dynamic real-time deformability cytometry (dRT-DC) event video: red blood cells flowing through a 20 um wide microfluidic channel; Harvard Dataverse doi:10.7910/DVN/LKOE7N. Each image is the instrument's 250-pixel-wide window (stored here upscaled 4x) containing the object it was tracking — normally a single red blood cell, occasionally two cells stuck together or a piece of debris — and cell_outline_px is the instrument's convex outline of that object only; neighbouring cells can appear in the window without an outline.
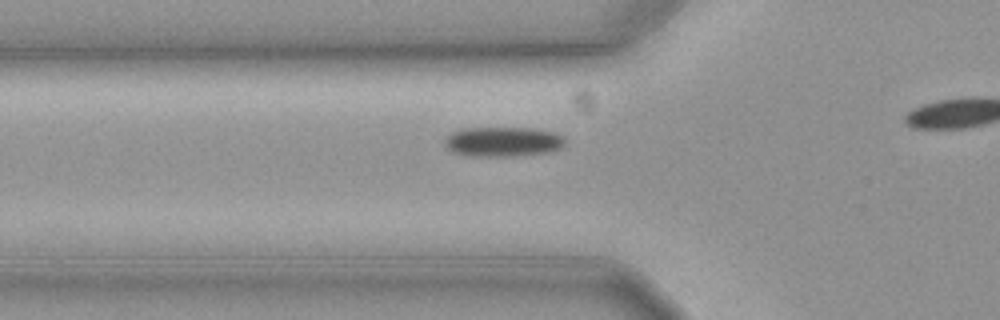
{"species": "common noctule bat (a hibernating species)", "species_latin": "Nyctalus noctula", "temperature_condition": "cold", "stored_images_in_passage": 40, "camera_frame_rate_fps": 3000, "um_per_image_px": 0.085, "animal": {"sex": "female", "body_mass_g": 19.3, "forearm_length_mm": 54.1}, "frame": {"image": 1, "passage_image": 13, "time_ms": 4.0, "image_size_px": [1000, 320], "cell_outline_px": [[564, 144], [560, 148], [548, 152], [516, 156], [472, 156], [452, 152], [444, 144], [444, 140], [452, 132], [464, 128], [532, 128], [552, 132], [564, 136]], "centroid_in_image_um": [42.74, 12.04], "position_along_channel_um": 83.1, "area_um2": 20.81}}
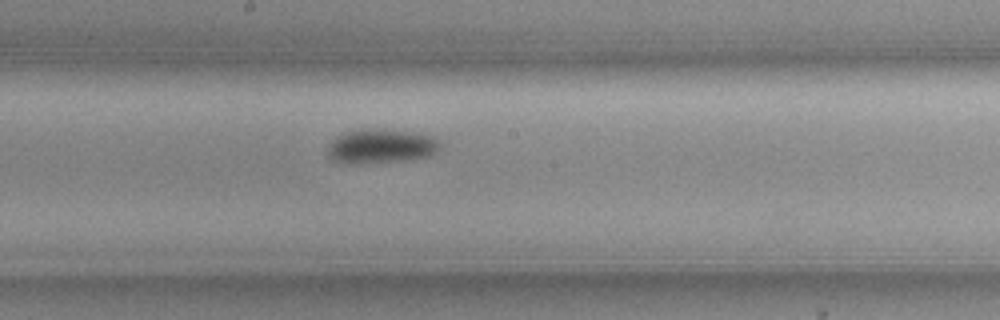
{"frame": {"image": 2, "passage_image": 24, "time_ms": 7.667, "image_size_px": [1000, 320], "cell_outline_px": [[440, 148], [436, 152], [428, 156], [404, 160], [336, 160], [328, 156], [328, 144], [336, 136], [344, 132], [360, 128], [384, 128], [432, 136], [440, 140]], "centroid_in_image_um": [32.43, 12.34], "position_along_channel_um": 215.8, "area_um2": 21.56}}
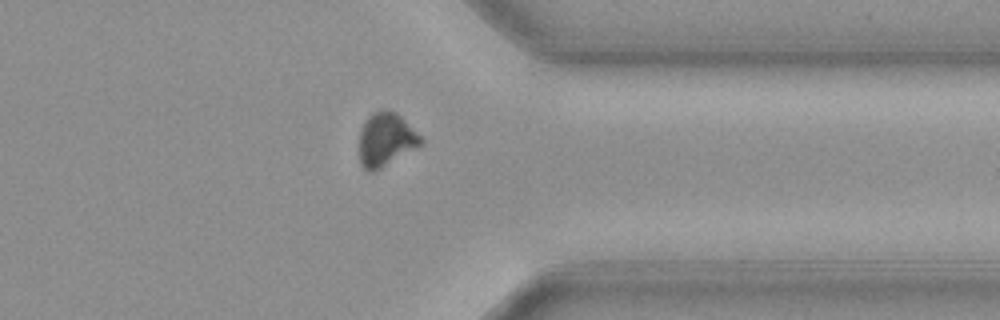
{"frame": {"image": 3, "passage_image": 38, "time_ms": 12.333, "image_size_px": [1000, 320], "cell_outline_px": [[424, 144], [380, 168], [372, 172], [368, 172], [360, 164], [360, 128], [368, 116], [372, 112], [384, 108], [396, 112], [424, 140]], "centroid_in_image_um": [32.79, 11.85], "position_along_channel_um": 378.6, "area_um2": 19.19}}